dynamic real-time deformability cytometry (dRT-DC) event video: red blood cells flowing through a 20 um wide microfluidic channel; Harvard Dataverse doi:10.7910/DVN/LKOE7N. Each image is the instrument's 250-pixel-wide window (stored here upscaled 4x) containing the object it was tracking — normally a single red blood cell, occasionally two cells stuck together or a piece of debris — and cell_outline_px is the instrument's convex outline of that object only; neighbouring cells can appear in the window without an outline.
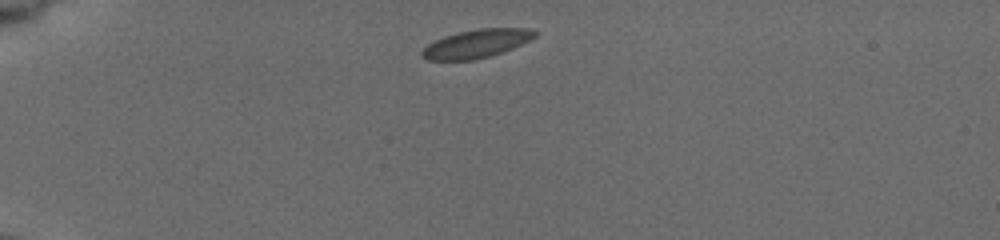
{"species": "common noctule bat (a hibernating species)", "species_latin": "Nyctalus noctula", "temperature_condition": "cold", "stored_images_in_passage": 4, "camera_frame_rate_fps": 3000, "um_per_image_px": 0.085, "animal": {"sex": "female", "body_mass_g": 19.5, "forearm_length_mm": 54.1}, "frame": {"image": 1, "passage_image": 1, "time_ms": 0.0, "image_size_px": [1000, 240], "cell_outline_px": [[540, 32], [536, 36], [512, 48], [488, 56], [472, 60], [428, 60], [420, 56], [420, 52], [428, 44], [444, 36], [476, 28], [528, 28]], "centroid_in_image_um": [40.48, 3.7], "position_along_channel_um": 44.5, "area_um2": 18.5}}
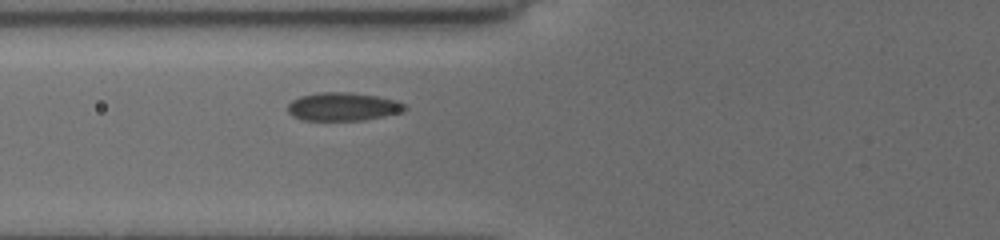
{"frame": {"image": 2, "passage_image": 4, "time_ms": 2.667, "image_size_px": [1000, 240], "cell_outline_px": [[408, 108], [404, 112], [364, 120], [300, 120], [292, 116], [288, 112], [288, 104], [292, 100], [300, 96], [320, 92], [348, 92], [376, 96], [396, 100], [404, 104]], "centroid_in_image_um": [29.15, 9.07], "position_along_channel_um": 96.7, "area_um2": 19.36}}